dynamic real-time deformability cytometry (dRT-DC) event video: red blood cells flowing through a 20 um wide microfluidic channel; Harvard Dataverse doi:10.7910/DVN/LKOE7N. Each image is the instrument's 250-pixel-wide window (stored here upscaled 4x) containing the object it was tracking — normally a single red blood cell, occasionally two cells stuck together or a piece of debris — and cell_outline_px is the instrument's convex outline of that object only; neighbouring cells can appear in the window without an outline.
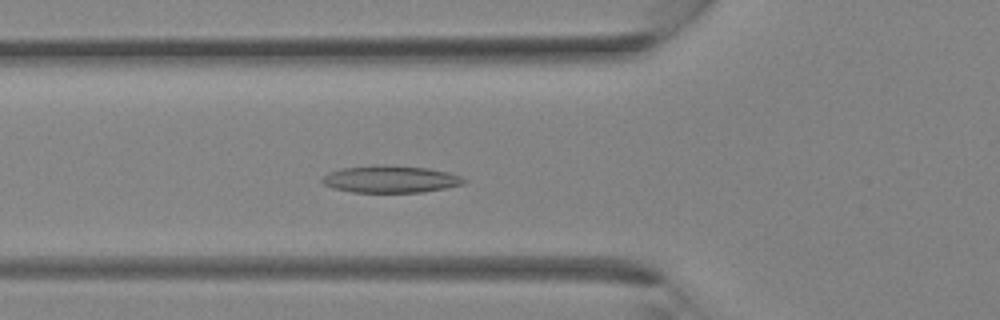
{"species": "Egyptian fruit bat (a non-hibernating species)", "species_latin": "Rousettus aegyptiacus", "temperature_condition": "room temperature", "stored_images_in_passage": 32, "camera_frame_rate_fps": 3000, "um_per_image_px": 0.085, "animal": {"sex": "female"}, "frame": {"image": 1, "passage_image": 8, "time_ms": 2.333, "image_size_px": [1000, 320], "cell_outline_px": [[468, 180], [464, 184], [424, 192], [352, 192], [332, 188], [324, 184], [320, 180], [328, 172], [340, 168], [380, 164], [388, 164], [428, 168], [448, 172], [460, 176]], "centroid_in_image_um": [33.18, 15.22], "position_along_channel_um": 92.6, "area_um2": 22.66}}
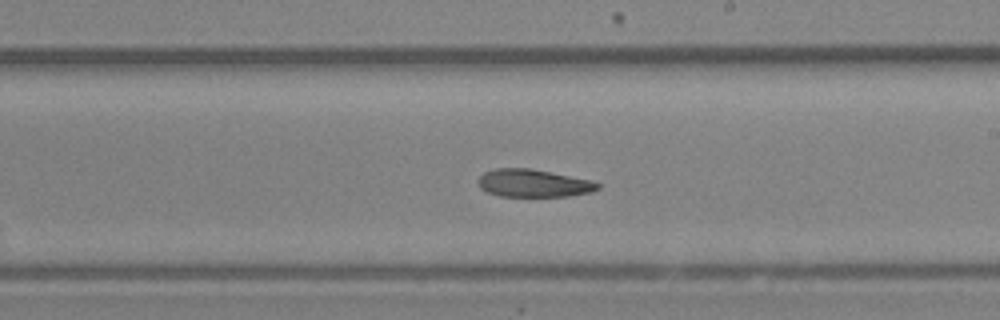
{"frame": {"image": 2, "passage_image": 16, "time_ms": 5.0, "image_size_px": [1000, 320], "cell_outline_px": [[600, 188], [592, 192], [568, 196], [500, 196], [488, 192], [480, 188], [480, 176], [484, 172], [496, 168], [532, 168], [592, 180], [600, 184]], "centroid_in_image_um": [45.39, 15.57], "position_along_channel_um": 243.6, "area_um2": 19.31}}
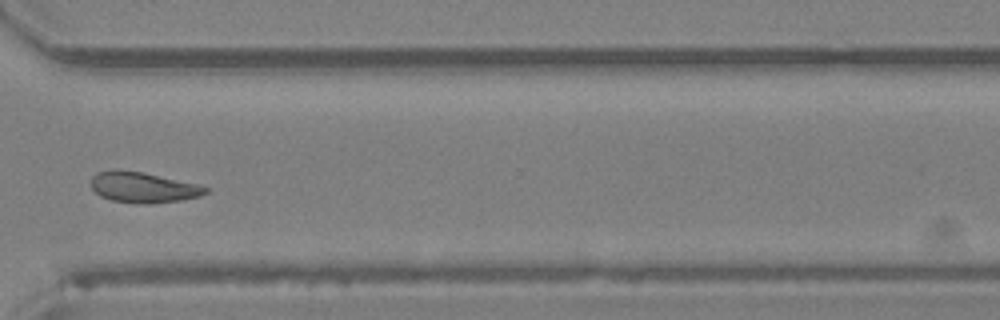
{"frame": {"image": 3, "passage_image": 22, "time_ms": 7.0, "image_size_px": [1000, 320], "cell_outline_px": [[208, 192], [200, 196], [180, 200], [148, 204], [140, 204], [112, 200], [100, 196], [92, 188], [92, 176], [96, 172], [116, 168], [144, 172], [196, 184], [208, 188]], "centroid_in_image_um": [12.13, 15.91], "position_along_channel_um": 358.5, "area_um2": 20.46}}